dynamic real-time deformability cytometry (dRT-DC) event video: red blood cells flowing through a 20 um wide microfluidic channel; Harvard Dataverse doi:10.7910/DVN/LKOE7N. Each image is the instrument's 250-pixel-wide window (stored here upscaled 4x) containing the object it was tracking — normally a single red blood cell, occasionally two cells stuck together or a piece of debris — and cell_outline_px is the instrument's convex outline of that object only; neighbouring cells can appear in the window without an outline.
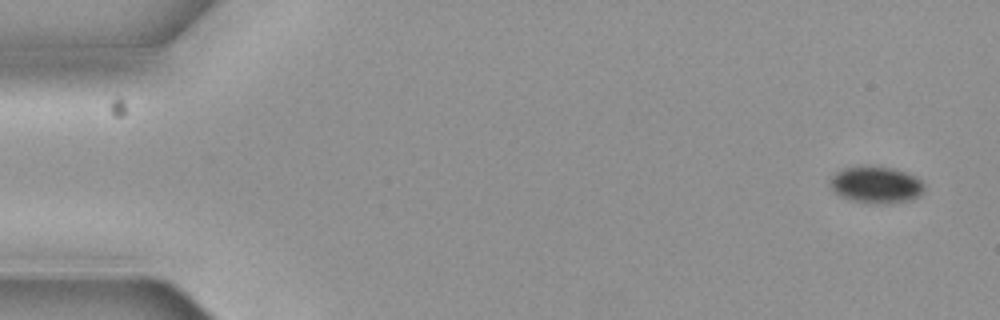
{"species": "common noctule bat (a hibernating species)", "species_latin": "Nyctalus noctula", "temperature_condition": "cold", "stored_images_in_passage": 5, "camera_frame_rate_fps": 3000, "um_per_image_px": 0.085, "animal": {"sex": "female", "body_mass_g": 19.3, "forearm_length_mm": 54.1}, "frame": {"image": 1, "passage_image": 1, "time_ms": 0.0, "image_size_px": [1000, 320], "cell_outline_px": [[924, 188], [920, 196], [908, 200], [888, 204], [880, 204], [852, 200], [840, 196], [832, 188], [832, 176], [840, 168], [856, 164], [876, 164], [896, 168], [908, 172], [916, 176], [924, 184]], "centroid_in_image_um": [74.48, 15.64], "position_along_channel_um": 10.5, "area_um2": 20.81}}
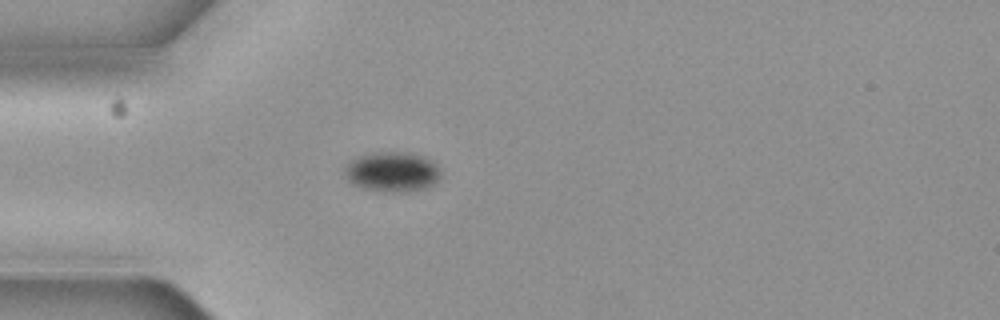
{"frame": {"image": 2, "passage_image": 5, "time_ms": 1.333, "image_size_px": [1000, 320], "cell_outline_px": [[440, 176], [432, 184], [424, 188], [408, 192], [392, 192], [360, 188], [352, 184], [344, 176], [344, 168], [352, 160], [360, 156], [376, 152], [408, 152], [424, 156], [432, 160], [440, 168]], "centroid_in_image_um": [33.33, 14.6], "position_along_channel_um": 51.7, "area_um2": 22.43}}